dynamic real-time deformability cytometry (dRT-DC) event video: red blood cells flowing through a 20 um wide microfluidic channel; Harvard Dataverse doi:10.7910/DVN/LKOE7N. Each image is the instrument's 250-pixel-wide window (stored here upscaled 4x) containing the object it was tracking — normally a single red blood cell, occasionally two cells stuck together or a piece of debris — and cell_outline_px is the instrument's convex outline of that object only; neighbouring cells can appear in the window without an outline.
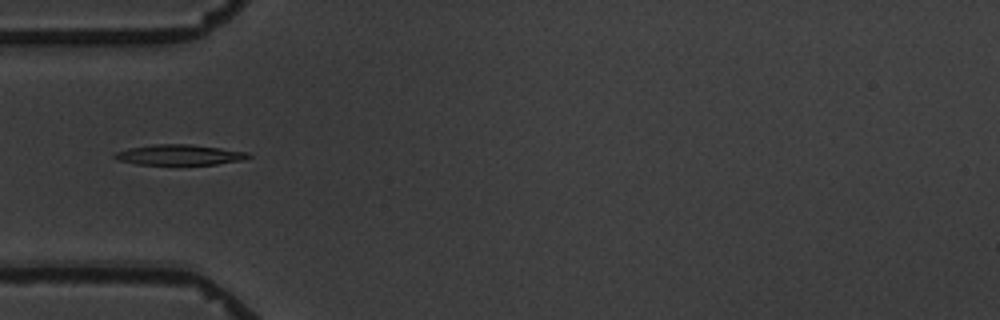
{"species": "common noctule bat (a hibernating species)", "species_latin": "Nyctalus noctula", "temperature_condition": "warm", "stored_images_in_passage": 10, "camera_frame_rate_fps": 3000, "um_per_image_px": 0.085, "animal": {"sex": "male", "body_mass_g": 19.5, "forearm_length_mm": 54.6}, "frame": {"image": 1, "passage_image": 4, "time_ms": 3.667, "image_size_px": [1000, 320], "cell_outline_px": [[252, 156], [244, 160], [216, 164], [136, 164], [120, 160], [112, 156], [116, 152], [128, 148], [152, 144], [192, 144], [248, 152]], "centroid_in_image_um": [15.27, 13.15], "position_along_channel_um": 69.7, "area_um2": 15.84}}
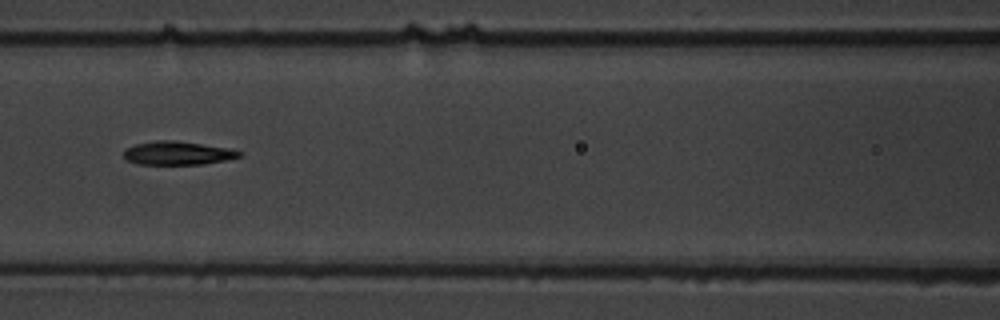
{"frame": {"image": 2, "passage_image": 6, "time_ms": 6.0, "image_size_px": [1000, 320], "cell_outline_px": [[244, 156], [204, 164], [140, 164], [128, 160], [124, 156], [124, 148], [136, 144], [156, 140], [176, 140], [228, 148], [244, 152]], "centroid_in_image_um": [15.13, 13.0], "position_along_channel_um": 151.5, "area_um2": 15.84}}
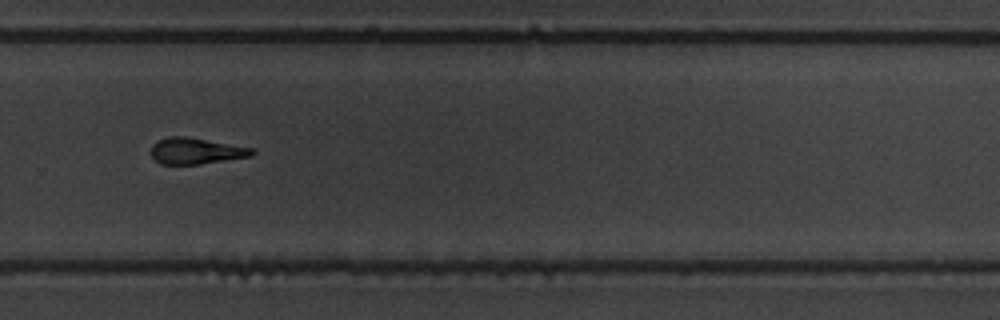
{"frame": {"image": 3, "passage_image": 10, "time_ms": 10.667, "image_size_px": [1000, 320], "cell_outline_px": [[256, 152], [252, 156], [200, 164], [160, 164], [152, 156], [152, 144], [168, 136], [184, 136], [252, 148]], "centroid_in_image_um": [16.65, 12.84], "position_along_channel_um": 313.1, "area_um2": 15.2}}